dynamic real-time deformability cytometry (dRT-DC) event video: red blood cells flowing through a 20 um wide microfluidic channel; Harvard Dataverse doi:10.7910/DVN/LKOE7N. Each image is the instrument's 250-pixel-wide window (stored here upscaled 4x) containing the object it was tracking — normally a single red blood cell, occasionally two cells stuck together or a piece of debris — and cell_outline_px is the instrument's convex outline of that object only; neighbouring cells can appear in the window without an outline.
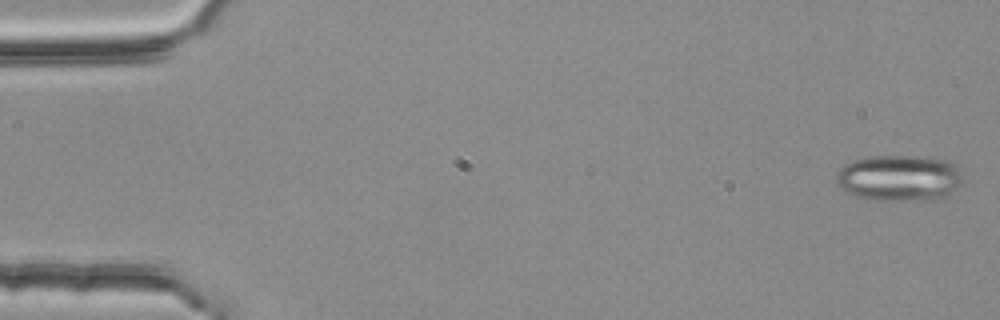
{"species": "common noctule bat (a hibernating species)", "species_latin": "Nyctalus noctula", "temperature_condition": "room temperature", "stored_images_in_passage": 55, "camera_frame_rate_fps": 3000, "um_per_image_px": 0.085, "animal": {"sex": "female", "body_mass_g": 25.1}, "frame": {"image": 1, "passage_image": 2, "time_ms": 0.333, "image_size_px": [1000, 320], "cell_outline_px": [[964, 184], [944, 200], [864, 200], [844, 192], [840, 188], [836, 180], [836, 172], [844, 164], [852, 160], [868, 156], [916, 156], [948, 160], [956, 164], [964, 180]], "centroid_in_image_um": [76.47, 15.15], "position_along_channel_um": 8.5, "area_um2": 35.2}}
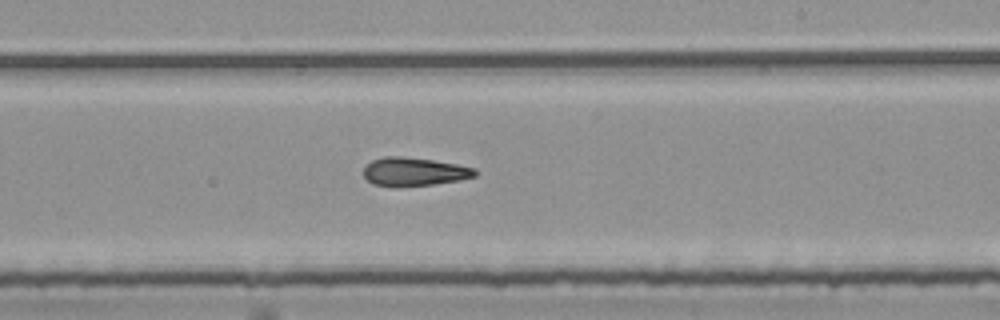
{"frame": {"image": 2, "passage_image": 33, "time_ms": 10.667, "image_size_px": [1000, 320], "cell_outline_px": [[476, 176], [460, 180], [432, 184], [372, 184], [364, 176], [364, 168], [372, 160], [384, 156], [404, 156], [432, 160], [456, 164], [476, 168]], "centroid_in_image_um": [35.24, 14.55], "position_along_channel_um": 253.8, "area_um2": 17.8}}
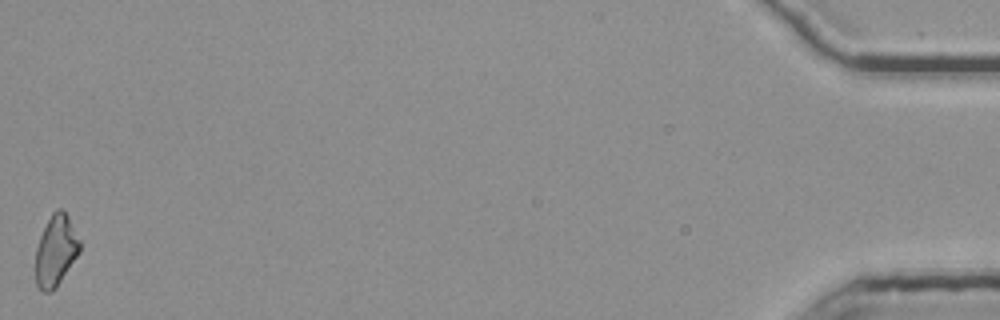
{"frame": {"image": 3, "passage_image": 55, "time_ms": 18.0, "image_size_px": [1000, 320], "cell_outline_px": [[80, 252], [56, 288], [52, 292], [44, 292], [36, 284], [36, 248], [40, 236], [52, 212], [56, 208], [60, 208], [68, 216], [80, 240]], "centroid_in_image_um": [4.75, 21.32], "position_along_channel_um": 430.5, "area_um2": 18.21}, "authors_computed_cell_mechanics": {"area_um2": 19.0162, "velocity_mm_per_s": 3.7808, "shape_relaxation_time_tau1_ms": null, "shape_relaxation_time_tau2_ms": 4.9535, "deformation_change_tau1": null, "deformation_change_tau2": 0.1564}}